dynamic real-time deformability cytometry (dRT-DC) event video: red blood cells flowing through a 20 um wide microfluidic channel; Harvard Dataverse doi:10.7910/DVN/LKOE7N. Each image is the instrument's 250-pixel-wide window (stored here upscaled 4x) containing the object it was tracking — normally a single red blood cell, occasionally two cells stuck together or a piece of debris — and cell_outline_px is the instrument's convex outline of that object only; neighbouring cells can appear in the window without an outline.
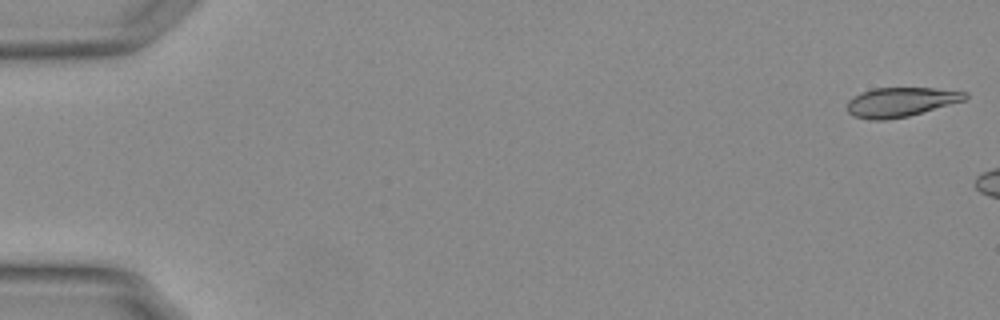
{"species": "Egyptian fruit bat (a non-hibernating species)", "species_latin": "Rousettus aegyptiacus", "temperature_condition": "warm", "stored_images_in_passage": 6, "camera_frame_rate_fps": 3000, "um_per_image_px": 0.085, "animal": {"sex": "female"}, "frame": {"image": 1, "passage_image": 1, "time_ms": 0.0, "image_size_px": [1000, 320], "cell_outline_px": [[968, 96], [964, 100], [908, 116], [884, 120], [872, 120], [852, 116], [848, 112], [848, 100], [864, 92], [876, 88], [932, 88], [968, 92]], "centroid_in_image_um": [76.56, 8.68], "position_along_channel_um": 8.4, "area_um2": 19.83}}